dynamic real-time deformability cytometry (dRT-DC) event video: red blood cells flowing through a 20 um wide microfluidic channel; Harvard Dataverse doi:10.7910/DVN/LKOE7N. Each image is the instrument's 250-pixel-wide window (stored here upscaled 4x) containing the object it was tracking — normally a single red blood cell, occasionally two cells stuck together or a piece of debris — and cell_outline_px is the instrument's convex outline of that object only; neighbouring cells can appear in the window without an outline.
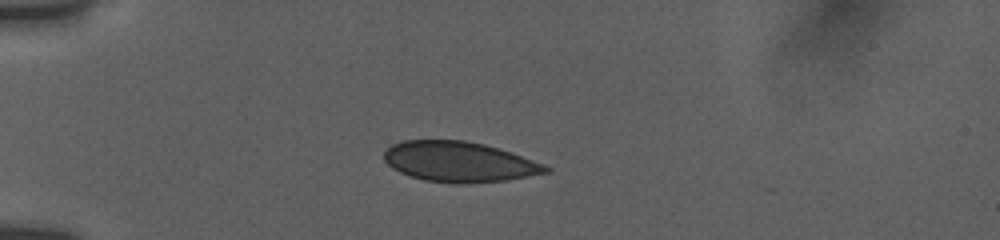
{"species": "human", "species_latin": "Homo sapiens", "temperature_condition": "room temperature", "stored_images_in_passage": 34, "camera_frame_rate_fps": 3000, "um_per_image_px": 0.085, "donor": {"sex": "female"}, "frame": {"image": 1, "passage_image": 1, "time_ms": 0.0, "image_size_px": [1000, 240], "cell_outline_px": [[552, 172], [504, 180], [468, 184], [456, 184], [424, 180], [400, 172], [392, 168], [384, 160], [384, 152], [392, 144], [404, 140], [464, 140], [484, 144], [512, 152], [544, 164], [552, 168]], "centroid_in_image_um": [39.05, 13.75], "position_along_channel_um": 45.9, "area_um2": 38.09}}
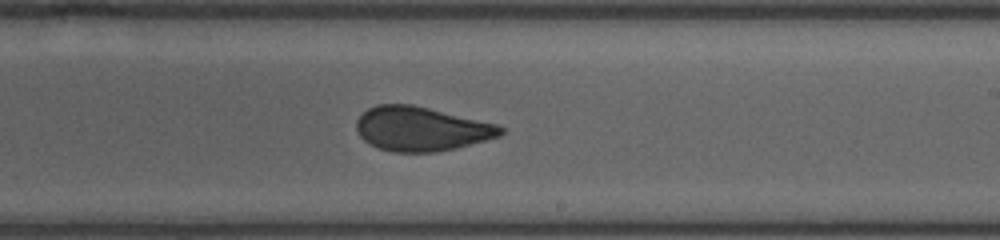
{"frame": {"image": 2, "passage_image": 18, "time_ms": 6.333, "image_size_px": [1000, 240], "cell_outline_px": [[504, 132], [500, 136], [456, 148], [436, 152], [392, 152], [376, 148], [364, 140], [360, 136], [356, 128], [356, 120], [368, 108], [376, 104], [412, 104], [496, 124], [504, 128]], "centroid_in_image_um": [35.77, 10.96], "position_along_channel_um": 253.2, "area_um2": 37.11}}
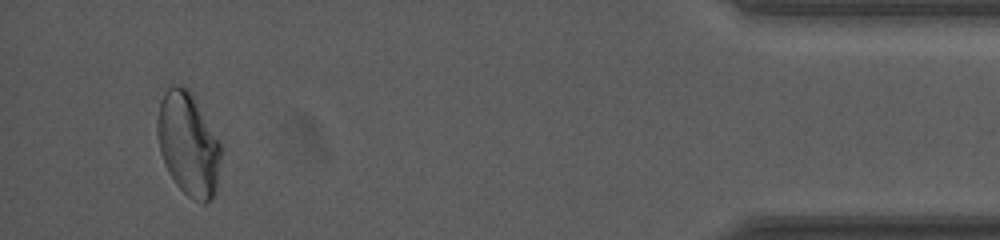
{"frame": {"image": 3, "passage_image": 33, "time_ms": 12.333, "image_size_px": [1000, 240], "cell_outline_px": [[220, 160], [216, 192], [212, 200], [204, 204], [192, 200], [176, 184], [168, 172], [164, 164], [160, 152], [156, 132], [156, 120], [160, 100], [164, 92], [172, 84], [180, 84], [188, 88], [220, 140]], "centroid_in_image_um": [15.99, 12.25], "position_along_channel_um": 419.2, "area_um2": 38.73}}